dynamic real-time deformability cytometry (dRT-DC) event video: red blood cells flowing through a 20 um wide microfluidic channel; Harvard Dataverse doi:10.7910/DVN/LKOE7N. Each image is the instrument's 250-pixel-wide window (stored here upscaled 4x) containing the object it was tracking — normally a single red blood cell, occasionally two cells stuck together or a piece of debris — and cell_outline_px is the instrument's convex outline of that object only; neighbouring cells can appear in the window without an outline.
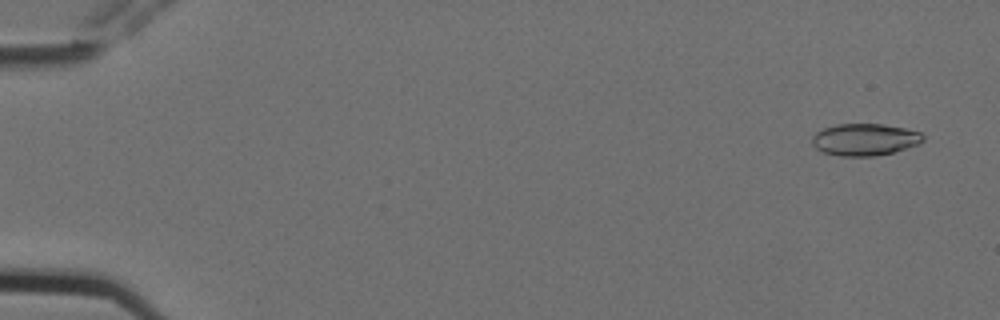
{"species": "Egyptian fruit bat (a non-hibernating species)", "species_latin": "Rousettus aegyptiacus", "temperature_condition": "cold", "stored_images_in_passage": 5, "camera_frame_rate_fps": 3000, "um_per_image_px": 0.085, "animal": {"sex": "female"}, "frame": {"image": 1, "passage_image": 1, "time_ms": 0.0, "image_size_px": [1000, 320], "cell_outline_px": [[924, 140], [920, 144], [892, 152], [876, 156], [840, 156], [824, 152], [816, 148], [812, 144], [812, 136], [816, 132], [824, 128], [836, 124], [884, 124], [904, 128], [920, 132], [924, 136]], "centroid_in_image_um": [73.51, 11.86], "position_along_channel_um": 11.5, "area_um2": 20.69}}
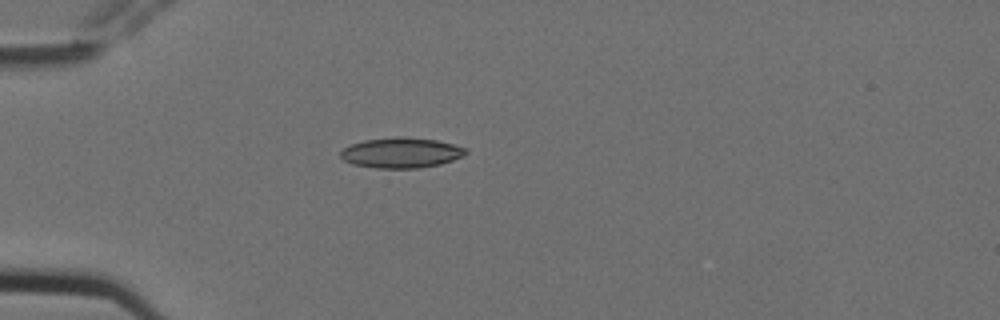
{"frame": {"image": 2, "passage_image": 5, "time_ms": 1.333, "image_size_px": [1000, 320], "cell_outline_px": [[468, 152], [464, 156], [440, 164], [416, 168], [376, 168], [352, 164], [344, 160], [340, 156], [340, 152], [344, 148], [352, 144], [364, 140], [396, 136], [400, 136], [436, 140], [468, 148]], "centroid_in_image_um": [34.11, 12.98], "position_along_channel_um": 50.9, "area_um2": 22.14}}